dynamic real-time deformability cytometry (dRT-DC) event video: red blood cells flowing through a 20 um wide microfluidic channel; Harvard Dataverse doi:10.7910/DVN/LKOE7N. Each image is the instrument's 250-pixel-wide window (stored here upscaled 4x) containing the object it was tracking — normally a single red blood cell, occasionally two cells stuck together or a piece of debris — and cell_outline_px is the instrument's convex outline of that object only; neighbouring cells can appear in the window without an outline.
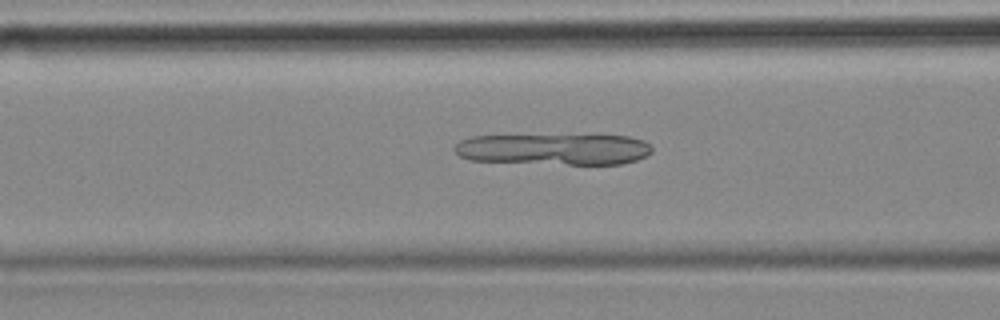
{"species": "common noctule bat (a hibernating species)", "species_latin": "Nyctalus noctula", "temperature_condition": "cold", "stored_images_in_passage": 55, "camera_frame_rate_fps": 3000, "um_per_image_px": 0.085, "animal": {"sex": "female", "body_mass_g": 18.4}, "frame": {"image": 1, "passage_image": 21, "time_ms": 6.667, "image_size_px": [1000, 320], "cell_outline_px": [[652, 152], [636, 160], [620, 164], [568, 164], [472, 160], [460, 156], [452, 148], [460, 140], [472, 136], [628, 136], [644, 140], [652, 148]], "centroid_in_image_um": [47.09, 12.69], "position_along_channel_um": 119.5, "area_um2": 35.37}}
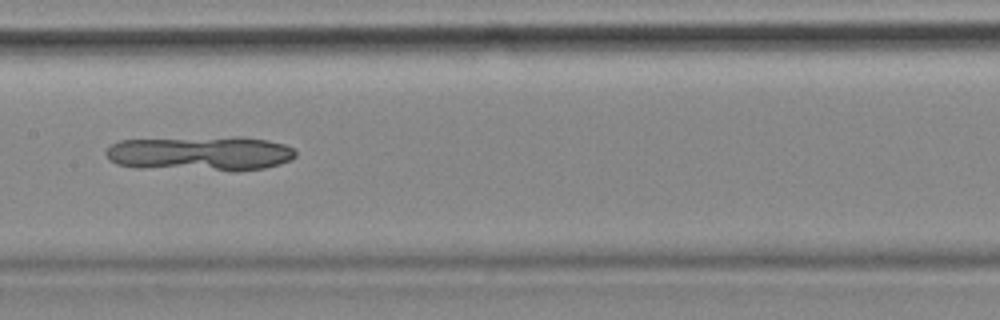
{"frame": {"image": 2, "passage_image": 27, "time_ms": 8.667, "image_size_px": [1000, 320], "cell_outline_px": [[296, 156], [292, 160], [280, 164], [264, 168], [236, 172], [232, 172], [132, 168], [116, 164], [108, 160], [104, 152], [112, 144], [120, 140], [232, 136], [240, 136], [268, 140], [284, 144], [292, 148], [296, 152]], "centroid_in_image_um": [17.02, 13.07], "position_along_channel_um": 190.4, "area_um2": 39.65}}
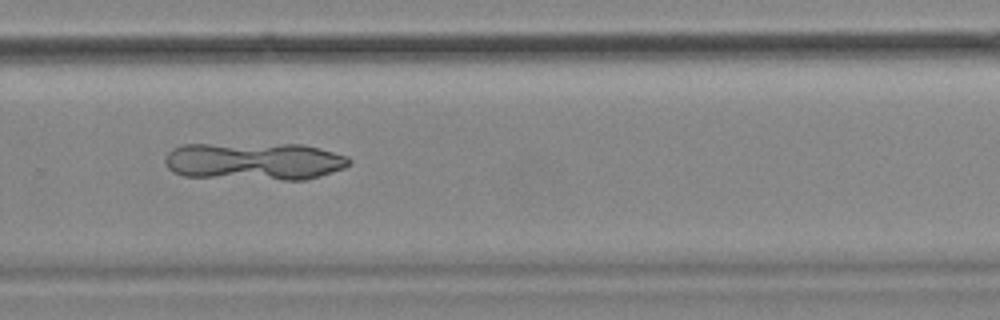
{"frame": {"image": 3, "passage_image": 37, "time_ms": 12.0, "image_size_px": [1000, 320], "cell_outline_px": [[352, 160], [344, 168], [304, 180], [280, 180], [184, 176], [172, 172], [168, 168], [164, 160], [168, 152], [172, 148], [184, 144], [304, 144], [320, 148], [348, 156]], "centroid_in_image_um": [21.6, 13.7], "position_along_channel_um": 308.2, "area_um2": 40.63}}